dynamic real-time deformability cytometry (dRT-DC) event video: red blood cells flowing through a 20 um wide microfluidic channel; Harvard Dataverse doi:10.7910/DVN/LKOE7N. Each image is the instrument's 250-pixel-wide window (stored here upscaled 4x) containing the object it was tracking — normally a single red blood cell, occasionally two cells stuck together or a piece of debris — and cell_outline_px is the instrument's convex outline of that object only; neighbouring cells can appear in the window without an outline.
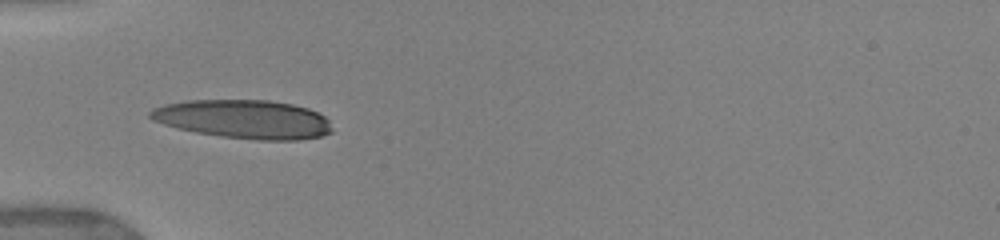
{"species": "human", "species_latin": "Homo sapiens", "temperature_condition": "warm", "stored_images_in_passage": 25, "camera_frame_rate_fps": 3000, "um_per_image_px": 0.085, "donor": {"sex": "female"}, "frame": {"image": 1, "passage_image": 5, "time_ms": 1.0, "image_size_px": [1000, 240], "cell_outline_px": [[332, 132], [320, 136], [300, 140], [256, 140], [220, 136], [196, 132], [176, 128], [152, 120], [148, 116], [148, 112], [152, 108], [164, 104], [184, 100], [268, 100], [292, 104], [308, 108], [324, 116], [328, 120], [332, 128]], "centroid_in_image_um": [20.69, 10.13], "position_along_channel_um": 64.3, "area_um2": 41.21}}